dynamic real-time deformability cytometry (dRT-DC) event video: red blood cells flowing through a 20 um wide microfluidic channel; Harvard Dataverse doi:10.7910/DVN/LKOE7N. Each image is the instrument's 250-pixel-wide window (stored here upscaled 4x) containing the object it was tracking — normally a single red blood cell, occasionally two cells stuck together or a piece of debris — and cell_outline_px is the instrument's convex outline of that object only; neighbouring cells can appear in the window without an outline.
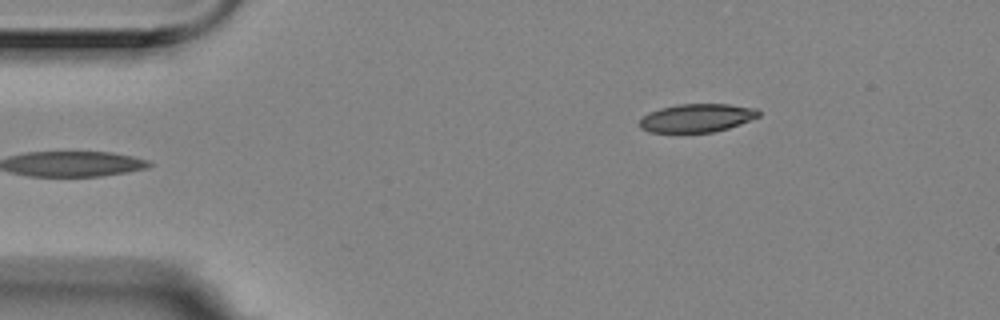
{"species": "Egyptian fruit bat (a non-hibernating species)", "species_latin": "Rousettus aegyptiacus", "temperature_condition": "room temperature", "stored_images_in_passage": 5, "camera_frame_rate_fps": 3000, "um_per_image_px": 0.085, "animal": {"sex": "female"}, "frame": {"image": 1, "passage_image": 5, "time_ms": 1.333, "image_size_px": [1000, 320], "cell_outline_px": [[760, 116], [740, 124], [728, 128], [712, 132], [648, 132], [640, 128], [640, 120], [648, 112], [660, 108], [676, 104], [728, 104], [756, 108], [760, 112]], "centroid_in_image_um": [59.23, 10.02], "position_along_channel_um": 25.8, "area_um2": 19.65}}